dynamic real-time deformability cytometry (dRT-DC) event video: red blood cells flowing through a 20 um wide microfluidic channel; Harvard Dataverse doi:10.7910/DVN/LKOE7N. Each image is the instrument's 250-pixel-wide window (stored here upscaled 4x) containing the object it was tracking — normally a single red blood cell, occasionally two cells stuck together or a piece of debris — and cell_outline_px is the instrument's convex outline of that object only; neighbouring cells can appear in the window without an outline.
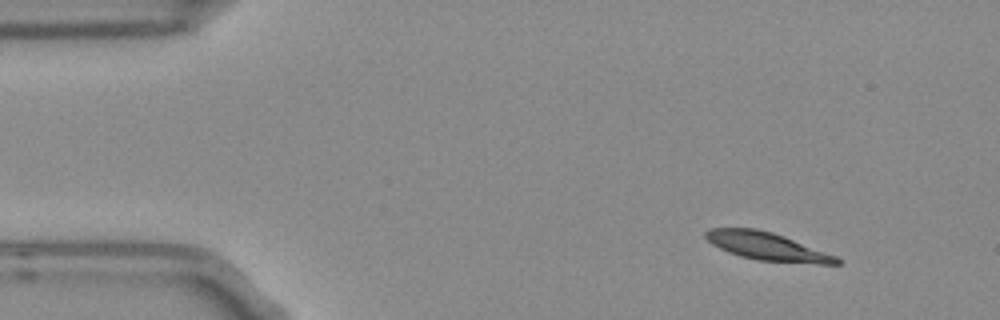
{"species": "Egyptian fruit bat (a non-hibernating species)", "species_latin": "Rousettus aegyptiacus", "temperature_condition": "room temperature", "stored_images_in_passage": 13, "camera_frame_rate_fps": 3000, "um_per_image_px": 0.085, "frame": {"image": 1, "passage_image": 1, "time_ms": 0.0, "image_size_px": [1000, 320], "cell_outline_px": [[840, 264], [820, 264], [756, 260], [740, 256], [728, 252], [712, 244], [704, 236], [704, 232], [712, 228], [756, 228], [772, 232], [784, 236], [836, 256], [840, 260]], "centroid_in_image_um": [65.18, 20.94], "position_along_channel_um": 19.8, "area_um2": 21.15}}
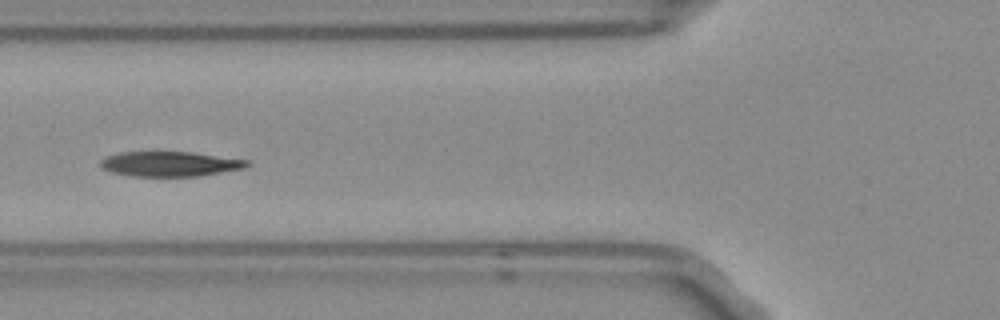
{"frame": {"image": 2, "passage_image": 4, "time_ms": 1.0, "image_size_px": [1000, 320], "cell_outline_px": [[252, 164], [244, 168], [200, 176], [132, 176], [112, 172], [104, 168], [100, 164], [100, 160], [108, 156], [120, 152], [192, 152], [248, 160]], "centroid_in_image_um": [14.48, 13.93], "position_along_channel_um": 111.3, "area_um2": 21.15}}
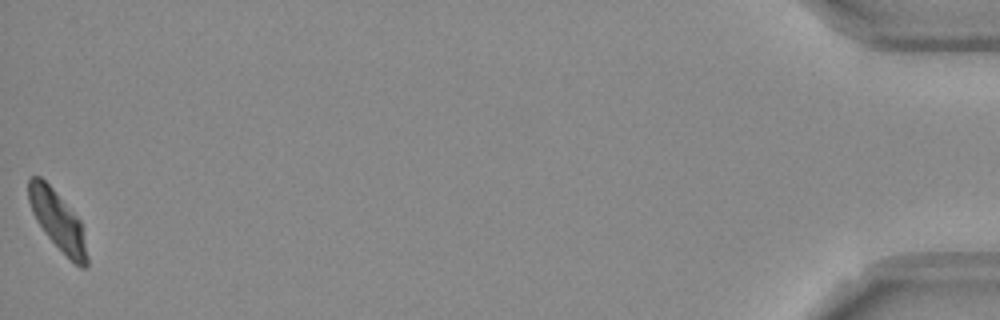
{"frame": {"image": 3, "passage_image": 13, "time_ms": 4.0, "image_size_px": [1000, 320], "cell_outline_px": [[88, 264], [84, 268], [80, 268], [44, 232], [36, 220], [32, 212], [28, 200], [28, 180], [32, 176], [40, 176], [52, 188], [80, 220], [88, 256]], "centroid_in_image_um": [4.89, 18.74], "position_along_channel_um": 430.3, "area_um2": 19.59}}